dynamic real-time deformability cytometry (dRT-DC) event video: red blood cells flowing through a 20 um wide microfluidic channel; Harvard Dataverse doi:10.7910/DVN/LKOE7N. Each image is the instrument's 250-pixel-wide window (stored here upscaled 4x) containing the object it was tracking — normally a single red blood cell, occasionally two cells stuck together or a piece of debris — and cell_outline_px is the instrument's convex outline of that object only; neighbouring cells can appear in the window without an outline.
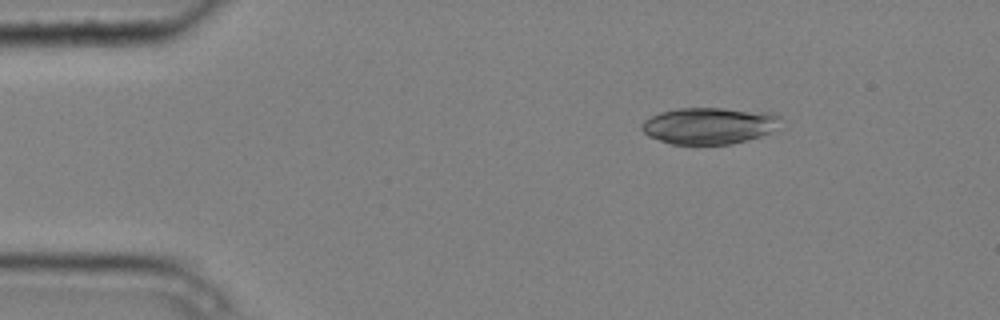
{"species": "common noctule bat (a hibernating species)", "species_latin": "Nyctalus noctula", "temperature_condition": "cold", "stored_images_in_passage": 2, "camera_frame_rate_fps": 3000, "um_per_image_px": 0.085, "animal": {"sex": "male", "body_mass_g": 20.4}, "frame": {"image": 1, "passage_image": 1, "time_ms": 0.0, "image_size_px": [1000, 320], "cell_outline_px": [[780, 116], [772, 132], [748, 140], [732, 144], [672, 144], [648, 136], [640, 128], [640, 124], [644, 120], [660, 112], [676, 108], [724, 108], [772, 112]], "centroid_in_image_um": [60.25, 10.67], "position_along_channel_um": 24.8, "area_um2": 29.65}}